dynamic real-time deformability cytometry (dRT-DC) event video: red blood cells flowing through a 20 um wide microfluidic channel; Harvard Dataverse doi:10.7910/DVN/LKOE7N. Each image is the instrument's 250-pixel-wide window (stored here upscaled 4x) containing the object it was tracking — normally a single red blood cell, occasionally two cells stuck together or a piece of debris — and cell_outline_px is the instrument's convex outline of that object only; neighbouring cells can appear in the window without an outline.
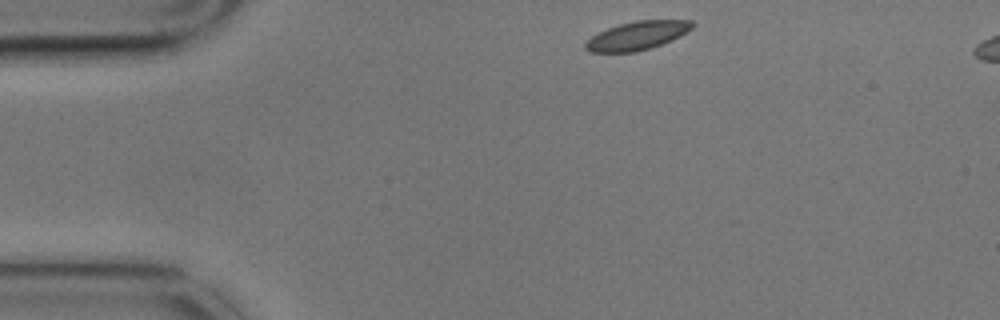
{"species": "common noctule bat (a hibernating species)", "species_latin": "Nyctalus noctula", "temperature_condition": "cold", "stored_images_in_passage": 4, "camera_frame_rate_fps": 3000, "um_per_image_px": 0.085, "animal": {"sex": "male", "body_mass_g": 17.9}, "frame": {"image": 1, "passage_image": 1, "time_ms": 0.0, "image_size_px": [1000, 320], "cell_outline_px": [[696, 24], [692, 28], [680, 36], [672, 40], [636, 52], [588, 52], [584, 48], [584, 44], [592, 36], [608, 28], [620, 24], [636, 20], [692, 20]], "centroid_in_image_um": [54.17, 3.02], "position_along_channel_um": 30.8, "area_um2": 17.63}}